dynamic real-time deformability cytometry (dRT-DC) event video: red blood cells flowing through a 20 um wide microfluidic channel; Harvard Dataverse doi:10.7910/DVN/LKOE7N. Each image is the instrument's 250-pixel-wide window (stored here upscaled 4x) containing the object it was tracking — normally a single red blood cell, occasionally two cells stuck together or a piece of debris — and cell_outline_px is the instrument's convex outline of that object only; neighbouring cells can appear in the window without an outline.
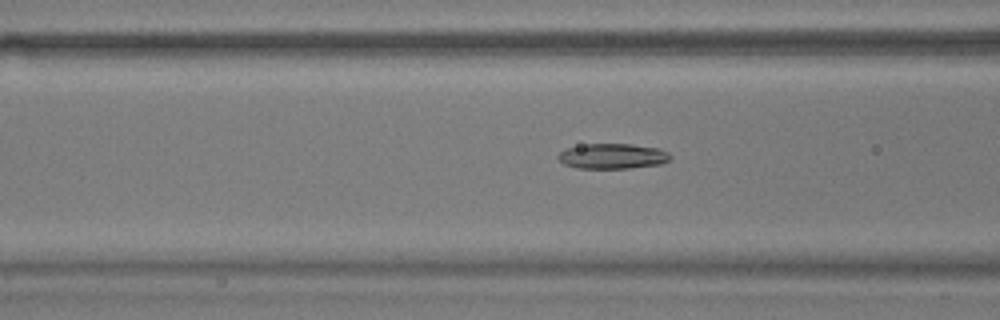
{"species": "common noctule bat (a hibernating species)", "species_latin": "Nyctalus noctula", "temperature_condition": "warm", "stored_images_in_passage": 41, "camera_frame_rate_fps": 3000, "um_per_image_px": 0.085, "animal": {"sex": "male", "body_mass_g": 17.9}, "frame": {"image": 1, "passage_image": 8, "time_ms": 2.333, "image_size_px": [1000, 320], "cell_outline_px": [[672, 156], [668, 160], [660, 164], [628, 168], [576, 168], [564, 164], [556, 156], [560, 152], [568, 148], [588, 144], [632, 144], [660, 148], [668, 152]], "centroid_in_image_um": [52.09, 13.27], "position_along_channel_um": 114.5, "area_um2": 16.42}}
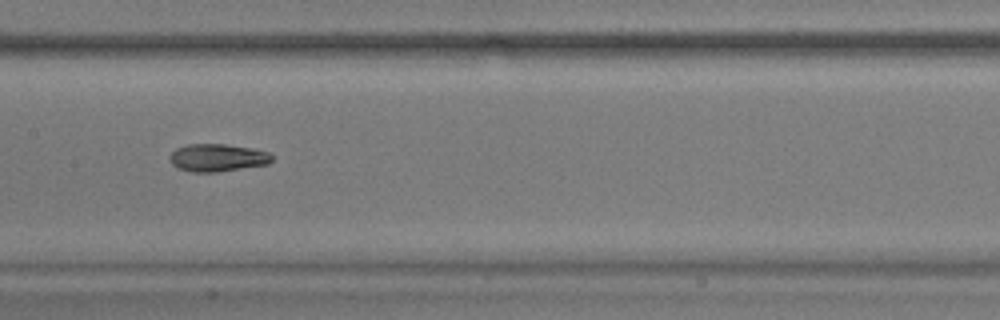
{"frame": {"image": 2, "passage_image": 14, "time_ms": 4.333, "image_size_px": [1000, 320], "cell_outline_px": [[272, 160], [268, 164], [216, 172], [192, 172], [180, 168], [172, 164], [172, 152], [176, 148], [188, 144], [224, 144], [252, 148], [268, 152], [272, 156]], "centroid_in_image_um": [18.51, 13.4], "position_along_channel_um": 188.9, "area_um2": 16.18}}
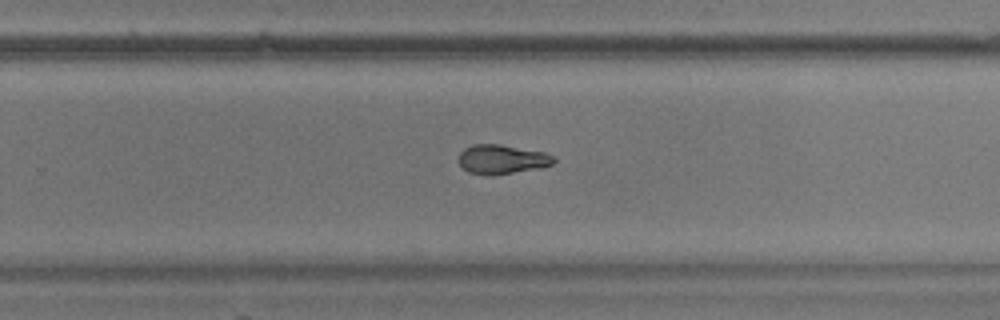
{"frame": {"image": 3, "passage_image": 22, "time_ms": 7.0, "image_size_px": [1000, 320], "cell_outline_px": [[556, 160], [552, 164], [544, 168], [492, 176], [488, 176], [468, 172], [460, 164], [460, 152], [464, 148], [472, 144], [500, 144], [544, 152], [552, 156]], "centroid_in_image_um": [42.68, 13.55], "position_along_channel_um": 287.1, "area_um2": 16.42}, "authors_computed_cell_mechanics": {"area_um2": 16.6464, "velocity_mm_per_s": 3.7001, "shape_relaxation_time_tau1_ms": null, "shape_relaxation_time_tau2_ms": 2.4658, "deformation_change_tau1": null, "deformation_change_tau2": 0.0918}}